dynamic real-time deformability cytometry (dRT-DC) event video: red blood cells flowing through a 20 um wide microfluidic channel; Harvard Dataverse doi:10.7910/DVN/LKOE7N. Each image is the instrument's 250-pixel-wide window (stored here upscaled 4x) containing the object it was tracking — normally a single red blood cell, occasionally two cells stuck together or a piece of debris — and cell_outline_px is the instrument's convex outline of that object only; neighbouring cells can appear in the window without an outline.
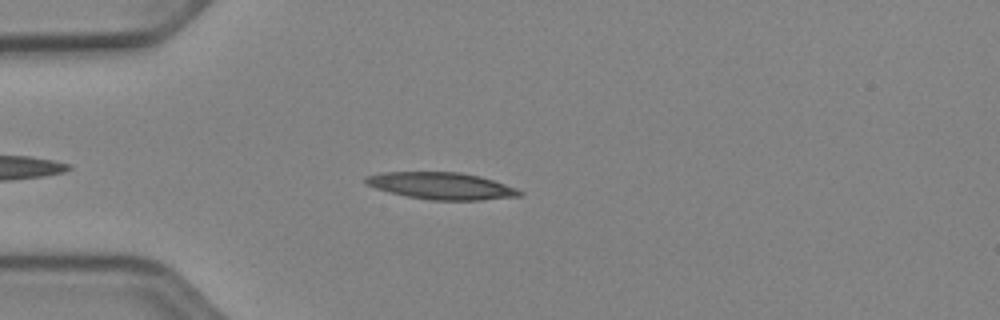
{"species": "Egyptian fruit bat (a non-hibernating species)", "species_latin": "Rousettus aegyptiacus", "temperature_condition": "cold", "stored_images_in_passage": 40, "camera_frame_rate_fps": 3000, "um_per_image_px": 0.085, "animal": {"sex": "female"}, "frame": {"image": 1, "passage_image": 6, "time_ms": 1.667, "image_size_px": [1000, 320], "cell_outline_px": [[524, 196], [480, 200], [432, 200], [408, 196], [376, 188], [364, 184], [364, 176], [380, 172], [460, 172], [480, 176], [516, 188], [524, 192]], "centroid_in_image_um": [37.53, 15.79], "position_along_channel_um": 47.5, "area_um2": 24.16}}
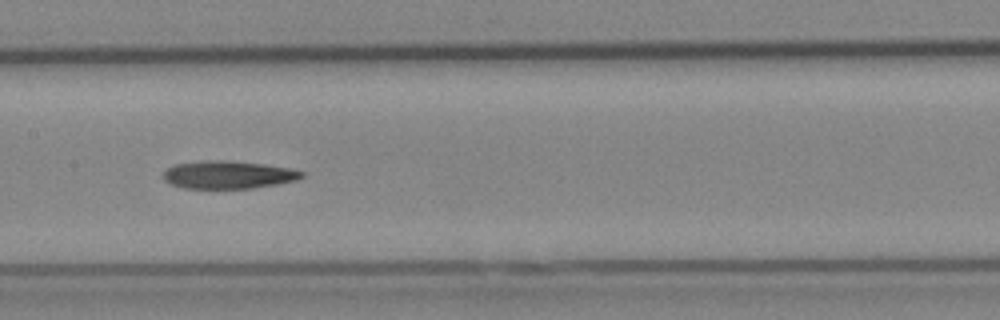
{"frame": {"image": 2, "passage_image": 18, "time_ms": 5.667, "image_size_px": [1000, 320], "cell_outline_px": [[304, 176], [296, 180], [280, 184], [252, 188], [184, 188], [172, 184], [164, 180], [164, 172], [172, 164], [200, 160], [228, 160], [264, 164], [288, 168], [304, 172]], "centroid_in_image_um": [19.39, 14.84], "position_along_channel_um": 188.0, "area_um2": 22.54}}
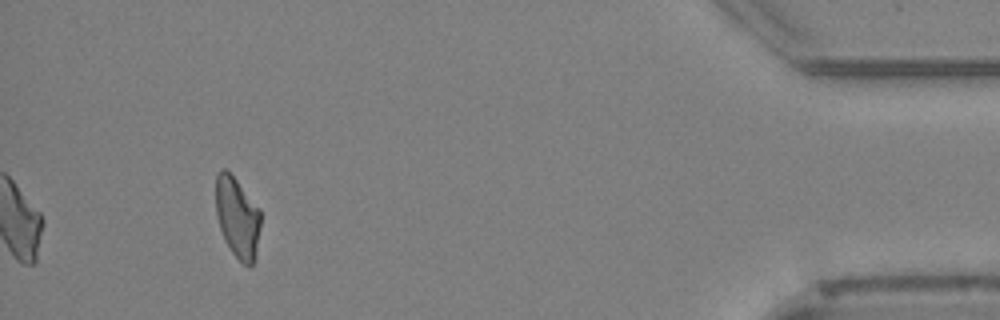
{"frame": {"image": 3, "passage_image": 40, "time_ms": 13.0, "image_size_px": [1000, 320], "cell_outline_px": [[260, 224], [256, 256], [252, 264], [248, 268], [232, 252], [224, 240], [216, 216], [216, 176], [220, 168], [224, 168], [236, 180], [260, 208]], "centroid_in_image_um": [20.17, 18.49], "position_along_channel_um": 415.0, "area_um2": 21.04}, "authors_computed_cell_mechanics": {"area_um2": 22.5131, "velocity_mm_per_s": 3.9538, "shape_relaxation_time_tau1_ms": null, "shape_relaxation_time_tau2_ms": 5.288, "deformation_change_tau1": null, "deformation_change_tau2": 0.1606}}